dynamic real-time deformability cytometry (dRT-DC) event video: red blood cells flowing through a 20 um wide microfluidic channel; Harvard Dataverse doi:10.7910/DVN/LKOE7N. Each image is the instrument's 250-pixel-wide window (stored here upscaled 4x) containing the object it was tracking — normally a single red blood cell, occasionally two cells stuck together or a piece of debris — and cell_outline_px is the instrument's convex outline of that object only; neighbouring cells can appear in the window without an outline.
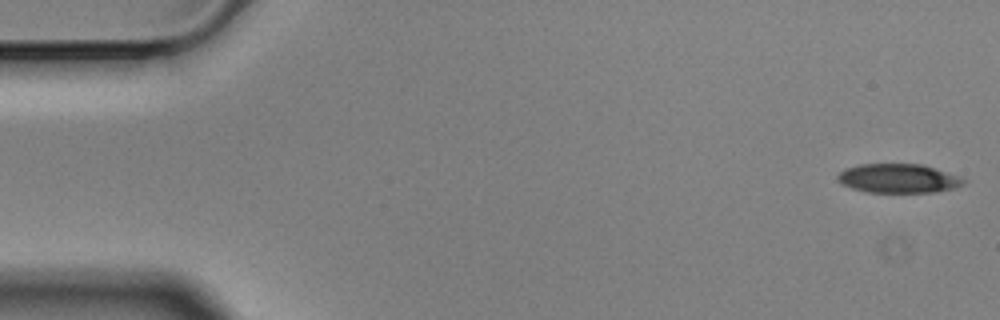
{"species": "Egyptian fruit bat (a non-hibernating species)", "species_latin": "Rousettus aegyptiacus", "temperature_condition": "cold", "stored_images_in_passage": 56, "camera_frame_rate_fps": 3000, "um_per_image_px": 0.085, "animal": {"sex": "male"}, "frame": {"image": 1, "passage_image": 1, "time_ms": 0.0, "image_size_px": [1000, 320], "cell_outline_px": [[964, 184], [956, 188], [936, 192], [864, 192], [840, 184], [836, 180], [836, 176], [844, 168], [860, 164], [924, 164], [956, 176], [964, 180]], "centroid_in_image_um": [76.29, 15.17], "position_along_channel_um": 8.7, "area_um2": 21.39}}
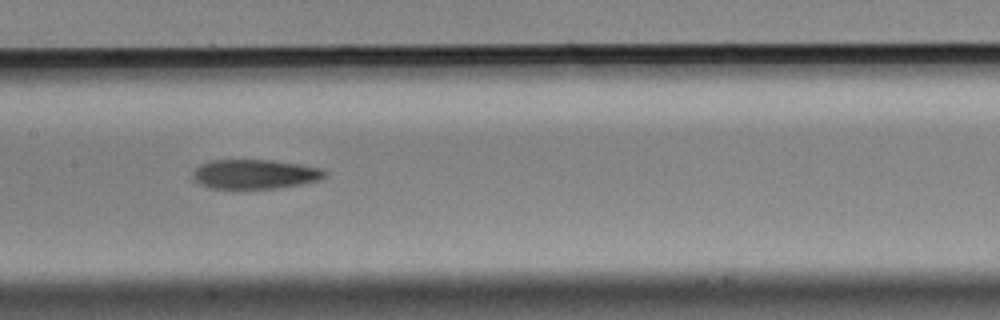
{"frame": {"image": 2, "passage_image": 27, "time_ms": 8.667, "image_size_px": [1000, 320], "cell_outline_px": [[328, 176], [320, 180], [280, 188], [208, 188], [192, 180], [192, 176], [196, 168], [200, 164], [208, 160], [272, 160], [300, 164], [324, 168], [328, 172]], "centroid_in_image_um": [21.7, 14.8], "position_along_channel_um": 185.7, "area_um2": 22.95}}
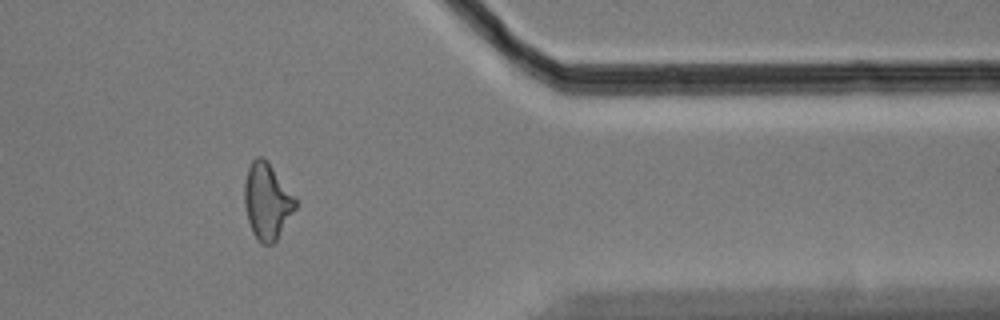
{"frame": {"image": 3, "passage_image": 46, "time_ms": 15.0, "image_size_px": [1000, 320], "cell_outline_px": [[296, 208], [276, 240], [272, 244], [260, 244], [252, 232], [248, 220], [244, 204], [244, 184], [248, 168], [252, 160], [256, 156], [264, 156], [268, 160], [296, 200]], "centroid_in_image_um": [22.67, 17.09], "position_along_channel_um": 388.7, "area_um2": 22.54}, "authors_computed_cell_mechanics": {"area_um2": 23.0622, "velocity_mm_per_s": 3.5194, "shape_relaxation_time_tau1_ms": 6.5876, "shape_relaxation_time_tau2_ms": 3.8796, "deformation_change_tau1": 0.1697, "deformation_change_tau2": 0.1339}}